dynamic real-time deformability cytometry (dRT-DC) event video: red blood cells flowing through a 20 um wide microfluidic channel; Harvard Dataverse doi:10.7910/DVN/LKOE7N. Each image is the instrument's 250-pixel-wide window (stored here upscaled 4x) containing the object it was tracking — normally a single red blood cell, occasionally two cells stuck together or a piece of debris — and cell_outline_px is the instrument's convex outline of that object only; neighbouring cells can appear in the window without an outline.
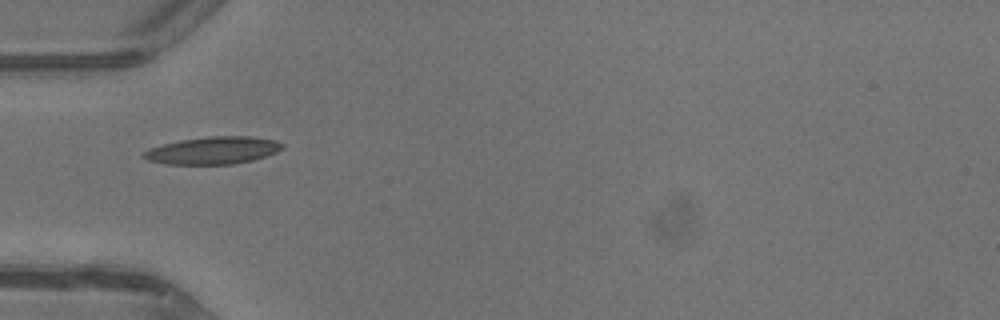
{"species": "common noctule bat (a hibernating species)", "species_latin": "Nyctalus noctula", "temperature_condition": "warm", "stored_images_in_passage": 30, "camera_frame_rate_fps": 3000, "um_per_image_px": 0.085, "animal": {"sex": "male", "body_mass_g": 13.3}, "frame": {"image": 1, "passage_image": 1, "time_ms": 0.0, "image_size_px": [1000, 320], "cell_outline_px": [[284, 148], [276, 152], [252, 160], [232, 164], [164, 164], [148, 160], [140, 156], [148, 148], [180, 140], [208, 136], [252, 136], [276, 140], [284, 144]], "centroid_in_image_um": [18.1, 12.78], "position_along_channel_um": 66.9, "area_um2": 22.2}}
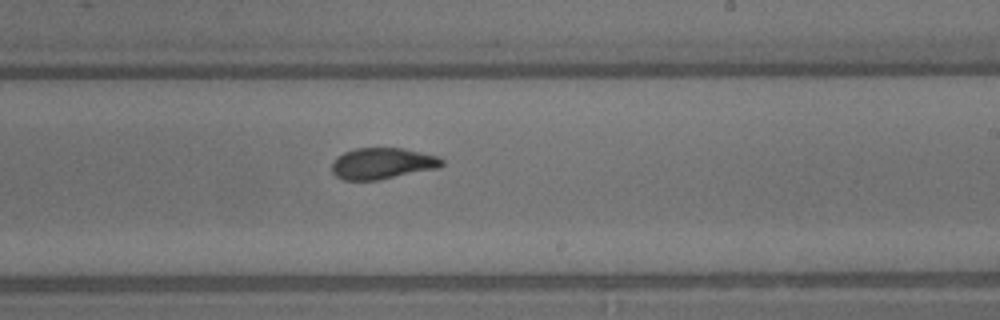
{"frame": {"image": 2, "passage_image": 13, "time_ms": 4.0, "image_size_px": [1000, 320], "cell_outline_px": [[444, 164], [440, 168], [380, 180], [344, 180], [336, 176], [332, 172], [332, 164], [336, 156], [344, 152], [356, 148], [404, 148], [440, 156], [444, 160]], "centroid_in_image_um": [32.54, 13.89], "position_along_channel_um": 256.5, "area_um2": 20.4}}
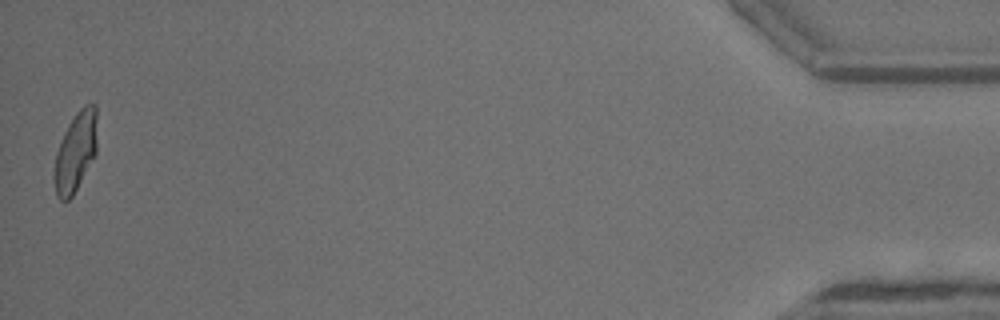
{"frame": {"image": 3, "passage_image": 30, "time_ms": 9.667, "image_size_px": [1000, 320], "cell_outline_px": [[96, 156], [72, 196], [68, 200], [60, 200], [56, 196], [52, 176], [56, 152], [64, 132], [68, 124], [76, 112], [84, 104], [96, 104]], "centroid_in_image_um": [6.4, 12.93], "position_along_channel_um": 428.8, "area_um2": 20.17}, "authors_computed_cell_mechanics": {"area_um2": 20.3456, "velocity_mm_per_s": 4.7347, "shape_relaxation_time_tau1_ms": 4.103, "shape_relaxation_time_tau2_ms": 1.3089, "deformation_change_tau1": 0.1591, "deformation_change_tau2": 0.0777}}